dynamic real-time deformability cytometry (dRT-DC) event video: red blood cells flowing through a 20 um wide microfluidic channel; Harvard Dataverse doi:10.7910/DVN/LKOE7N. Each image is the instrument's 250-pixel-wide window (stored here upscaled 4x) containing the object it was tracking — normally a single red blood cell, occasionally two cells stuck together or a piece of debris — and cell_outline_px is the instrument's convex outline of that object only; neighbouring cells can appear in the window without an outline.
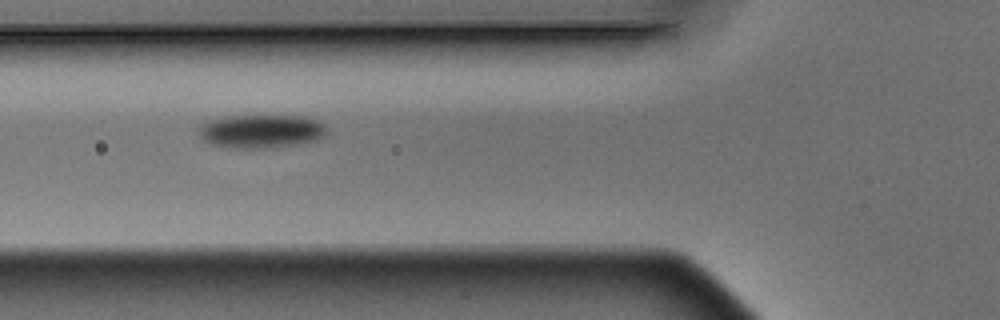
{"species": "Egyptian fruit bat (a non-hibernating species)", "species_latin": "Rousettus aegyptiacus", "temperature_condition": "warm", "stored_images_in_passage": 7, "camera_frame_rate_fps": 3000, "um_per_image_px": 0.085, "animal": {"sex": "male"}, "frame": {"image": 1, "passage_image": 4, "time_ms": 1.0, "image_size_px": [1000, 320], "cell_outline_px": [[324, 136], [320, 140], [300, 144], [276, 148], [244, 148], [212, 144], [204, 140], [196, 132], [196, 128], [200, 124], [208, 120], [224, 116], [304, 116], [316, 120], [324, 124]], "centroid_in_image_um": [22.18, 11.15], "position_along_channel_um": 103.6, "area_um2": 25.2}}
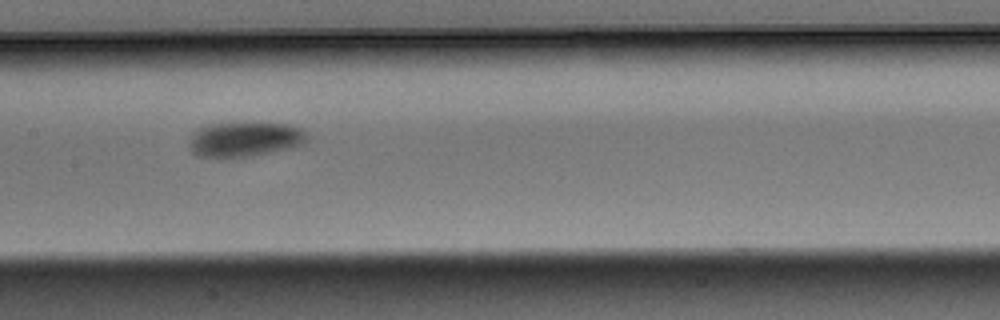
{"frame": {"image": 2, "passage_image": 6, "time_ms": 1.667, "image_size_px": [1000, 320], "cell_outline_px": [[304, 140], [300, 144], [288, 148], [252, 156], [204, 156], [192, 148], [188, 144], [192, 132], [196, 128], [208, 124], [240, 120], [288, 124], [300, 128], [304, 132]], "centroid_in_image_um": [20.76, 11.75], "position_along_channel_um": 186.6, "area_um2": 23.93}}
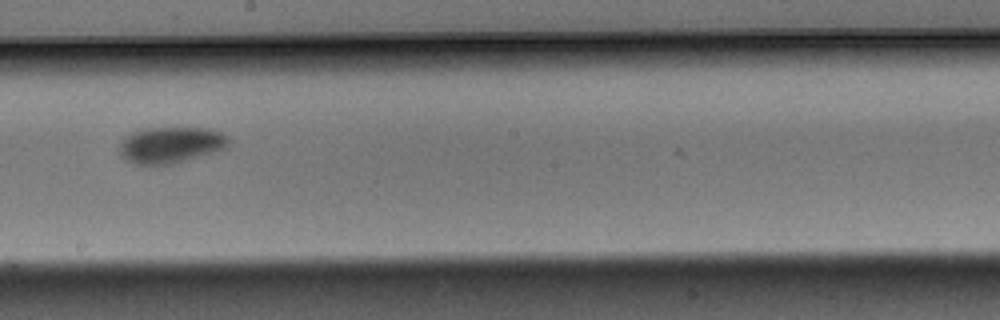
{"frame": {"image": 3, "passage_image": 7, "time_ms": 2.0, "image_size_px": [1000, 320], "cell_outline_px": [[228, 140], [224, 148], [172, 164], [156, 168], [148, 168], [136, 164], [120, 156], [120, 144], [132, 132], [148, 128], [212, 128], [220, 132]], "centroid_in_image_um": [14.43, 12.36], "position_along_channel_um": 233.8, "area_um2": 23.0}}